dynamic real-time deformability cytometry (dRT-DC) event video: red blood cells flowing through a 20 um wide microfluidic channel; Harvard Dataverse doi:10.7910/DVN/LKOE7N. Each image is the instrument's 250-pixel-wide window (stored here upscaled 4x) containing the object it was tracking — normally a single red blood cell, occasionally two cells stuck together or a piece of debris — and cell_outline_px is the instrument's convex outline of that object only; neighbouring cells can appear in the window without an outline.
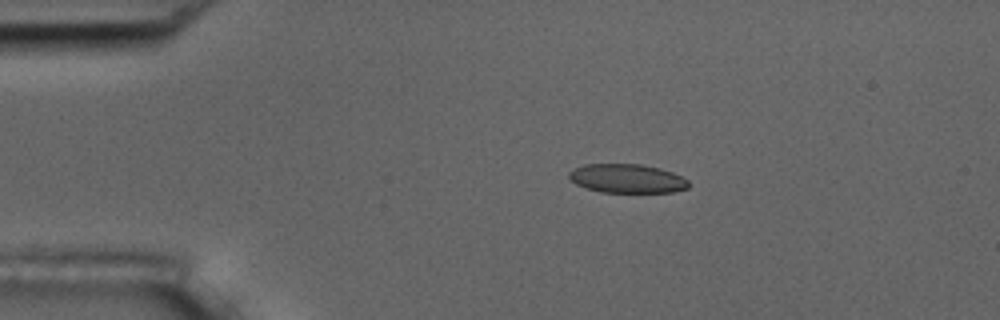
{"species": "common noctule bat (a hibernating species)", "species_latin": "Nyctalus noctula", "temperature_condition": "room temperature", "stored_images_in_passage": 8, "camera_frame_rate_fps": 3000, "um_per_image_px": 0.085, "animal": {"sex": "male", "body_mass_g": 17.5, "forearm_length_mm": 52.3}, "frame": {"image": 1, "passage_image": 3, "time_ms": 2.333, "image_size_px": [1000, 320], "cell_outline_px": [[688, 188], [672, 192], [600, 192], [576, 184], [568, 176], [568, 172], [584, 164], [640, 164], [660, 168], [672, 172], [688, 180]], "centroid_in_image_um": [53.3, 15.17], "position_along_channel_um": 31.7, "area_um2": 20.0}}
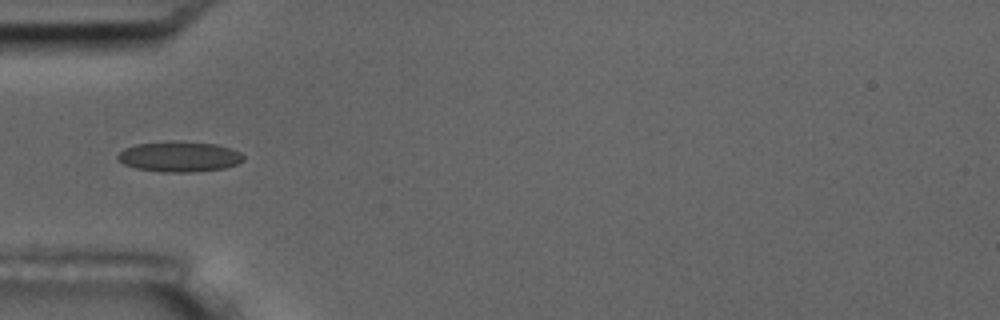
{"frame": {"image": 2, "passage_image": 5, "time_ms": 4.667, "image_size_px": [1000, 320], "cell_outline_px": [[244, 160], [236, 164], [224, 168], [192, 172], [160, 172], [136, 168], [124, 164], [116, 160], [116, 156], [124, 148], [136, 144], [216, 144], [240, 152], [244, 156]], "centroid_in_image_um": [15.22, 13.37], "position_along_channel_um": 69.8, "area_um2": 21.27}}
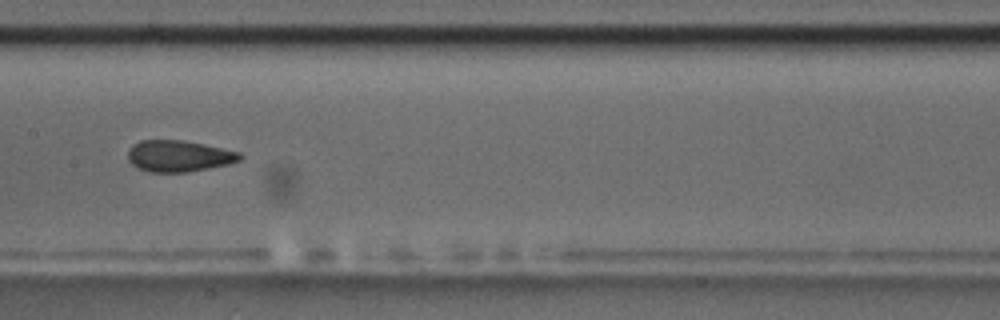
{"frame": {"image": 3, "passage_image": 8, "time_ms": 8.0, "image_size_px": [1000, 320], "cell_outline_px": [[244, 156], [240, 160], [228, 164], [208, 168], [184, 172], [148, 172], [136, 168], [128, 160], [128, 148], [132, 144], [140, 140], [184, 140], [204, 144], [240, 152]], "centroid_in_image_um": [15.17, 13.25], "position_along_channel_um": 192.2, "area_um2": 20.63}}